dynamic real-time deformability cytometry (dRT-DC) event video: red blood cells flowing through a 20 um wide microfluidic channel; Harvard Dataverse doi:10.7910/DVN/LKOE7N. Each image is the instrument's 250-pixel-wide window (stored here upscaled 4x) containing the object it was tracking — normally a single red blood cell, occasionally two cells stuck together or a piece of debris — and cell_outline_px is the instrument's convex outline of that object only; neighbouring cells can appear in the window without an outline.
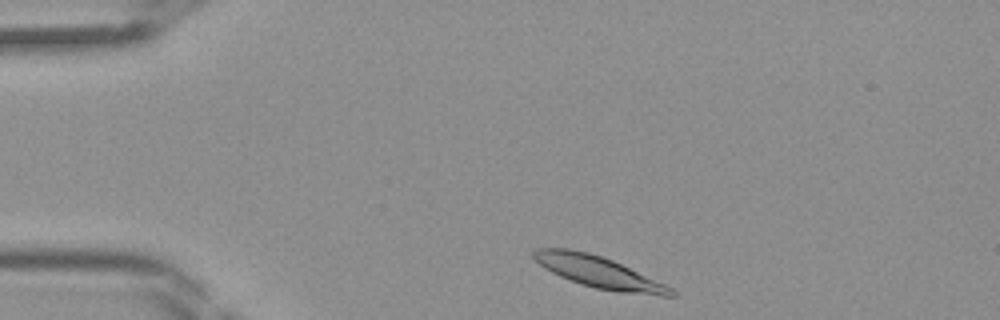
{"species": "Egyptian fruit bat (a non-hibernating species)", "species_latin": "Rousettus aegyptiacus", "temperature_condition": "room temperature", "stored_images_in_passage": 37, "camera_frame_rate_fps": 3000, "um_per_image_px": 0.085, "frame": {"image": 1, "passage_image": 1, "time_ms": 0.0, "image_size_px": [1000, 320], "cell_outline_px": [[676, 296], [664, 296], [620, 292], [596, 288], [580, 284], [560, 276], [544, 268], [532, 260], [532, 252], [536, 248], [568, 248], [588, 252], [612, 260], [664, 284], [672, 288], [676, 292]], "centroid_in_image_um": [50.83, 23.12], "position_along_channel_um": 34.2, "area_um2": 25.09}}
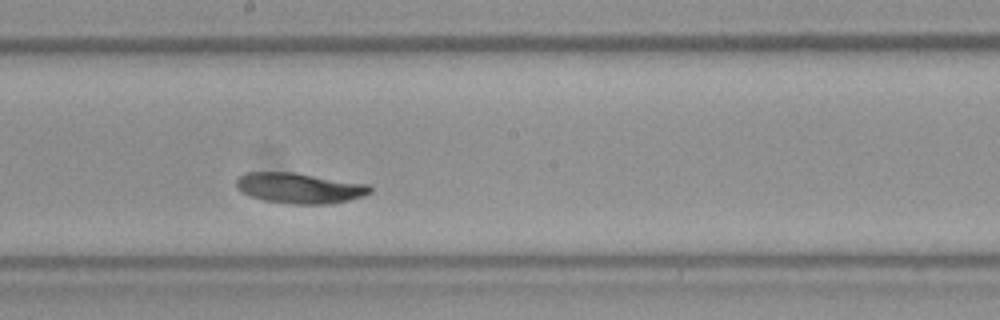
{"frame": {"image": 2, "passage_image": 17, "time_ms": 5.333, "image_size_px": [1000, 320], "cell_outline_px": [[372, 192], [364, 196], [348, 200], [328, 204], [288, 204], [264, 200], [248, 196], [240, 192], [236, 188], [236, 180], [240, 176], [248, 172], [296, 172], [372, 184]], "centroid_in_image_um": [25.49, 15.98], "position_along_channel_um": 222.7, "area_um2": 24.28}}
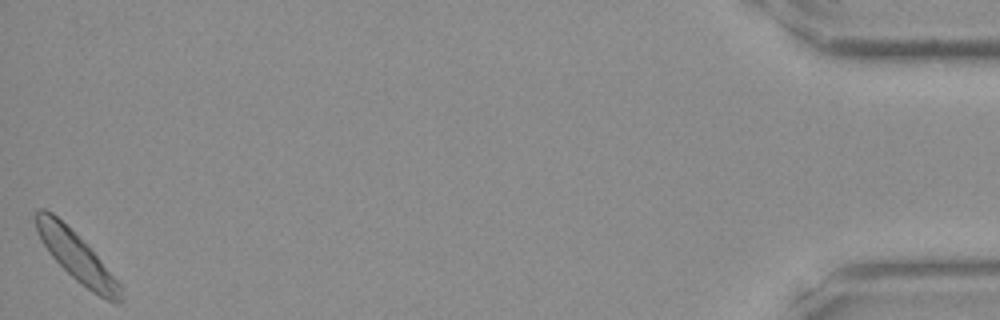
{"frame": {"image": 3, "passage_image": 37, "time_ms": 12.0, "image_size_px": [1000, 320], "cell_outline_px": [[124, 300], [120, 304], [116, 304], [92, 292], [76, 280], [48, 252], [40, 240], [36, 232], [36, 212], [40, 208], [44, 208], [52, 212], [100, 260], [120, 284]], "centroid_in_image_um": [6.5, 21.86], "position_along_channel_um": 428.7, "area_um2": 23.29}}